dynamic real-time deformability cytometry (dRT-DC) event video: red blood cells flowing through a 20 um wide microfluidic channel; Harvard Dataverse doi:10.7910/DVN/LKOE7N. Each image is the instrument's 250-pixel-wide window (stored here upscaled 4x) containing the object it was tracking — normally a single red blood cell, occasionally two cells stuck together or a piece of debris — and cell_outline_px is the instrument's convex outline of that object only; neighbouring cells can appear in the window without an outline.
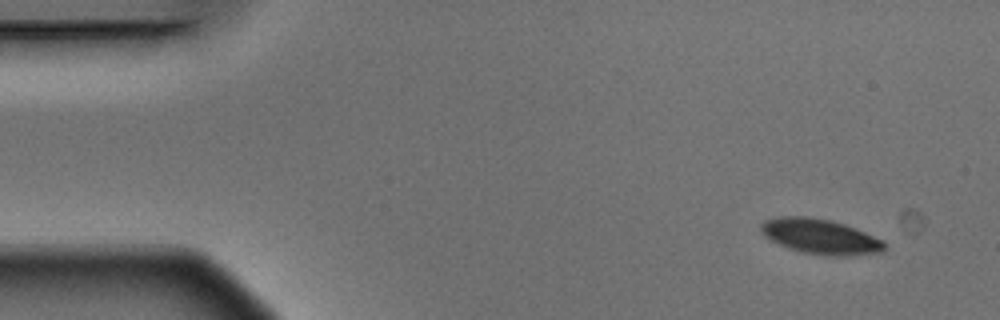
{"species": "Egyptian fruit bat (a non-hibernating species)", "species_latin": "Rousettus aegyptiacus", "temperature_condition": "warm", "stored_images_in_passage": 5, "camera_frame_rate_fps": 3000, "um_per_image_px": 0.085, "animal": {"sex": "male"}, "frame": {"image": 1, "passage_image": 2, "time_ms": 0.333, "image_size_px": [1000, 320], "cell_outline_px": [[884, 252], [852, 256], [824, 256], [800, 252], [788, 248], [764, 236], [760, 232], [760, 224], [764, 220], [780, 216], [804, 216], [832, 220], [856, 228], [884, 240]], "centroid_in_image_um": [69.73, 20.11], "position_along_channel_um": 15.3, "area_um2": 25.61}}
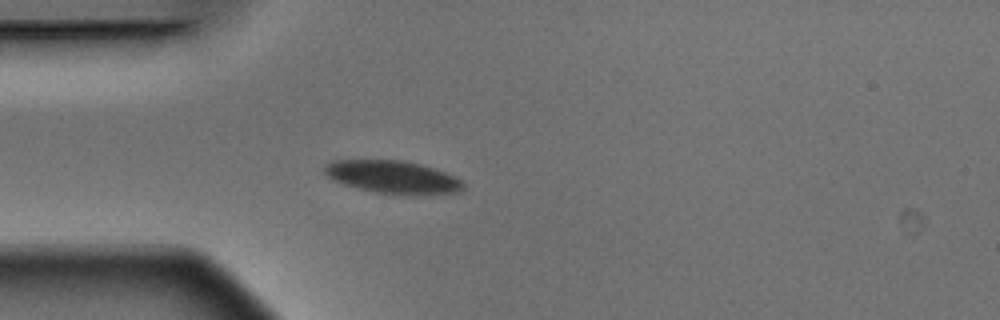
{"frame": {"image": 2, "passage_image": 5, "time_ms": 1.333, "image_size_px": [1000, 320], "cell_outline_px": [[464, 188], [460, 192], [412, 196], [408, 196], [376, 192], [344, 184], [332, 180], [324, 172], [324, 164], [332, 160], [404, 160], [420, 164], [456, 176], [464, 180]], "centroid_in_image_um": [33.43, 15.06], "position_along_channel_um": 51.6, "area_um2": 26.88}}